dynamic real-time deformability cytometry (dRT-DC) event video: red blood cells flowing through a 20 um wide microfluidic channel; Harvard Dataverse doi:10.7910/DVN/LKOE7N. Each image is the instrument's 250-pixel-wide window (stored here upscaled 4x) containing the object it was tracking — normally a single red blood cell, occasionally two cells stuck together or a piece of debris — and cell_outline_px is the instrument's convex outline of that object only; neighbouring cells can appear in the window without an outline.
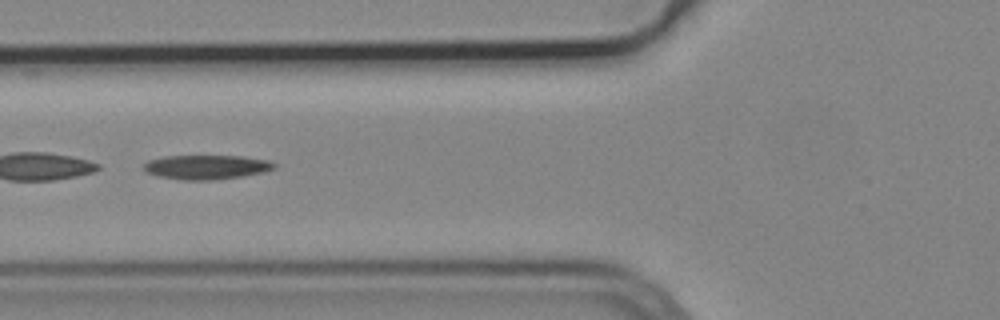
{"species": "common noctule bat (a hibernating species)", "species_latin": "Nyctalus noctula", "temperature_condition": "cold", "stored_images_in_passage": 12, "camera_frame_rate_fps": 3000, "um_per_image_px": 0.085, "animal": {"sex": "male", "body_mass_g": 19.2, "forearm_length_mm": 51.8}, "frame": {"image": 1, "passage_image": 7, "time_ms": 2.0, "image_size_px": [1000, 320], "cell_outline_px": [[276, 168], [264, 172], [240, 176], [212, 180], [184, 180], [160, 176], [144, 172], [144, 164], [148, 160], [164, 156], [244, 156], [268, 160], [276, 164]], "centroid_in_image_um": [17.55, 14.19], "position_along_channel_um": 108.3, "area_um2": 18.44}}